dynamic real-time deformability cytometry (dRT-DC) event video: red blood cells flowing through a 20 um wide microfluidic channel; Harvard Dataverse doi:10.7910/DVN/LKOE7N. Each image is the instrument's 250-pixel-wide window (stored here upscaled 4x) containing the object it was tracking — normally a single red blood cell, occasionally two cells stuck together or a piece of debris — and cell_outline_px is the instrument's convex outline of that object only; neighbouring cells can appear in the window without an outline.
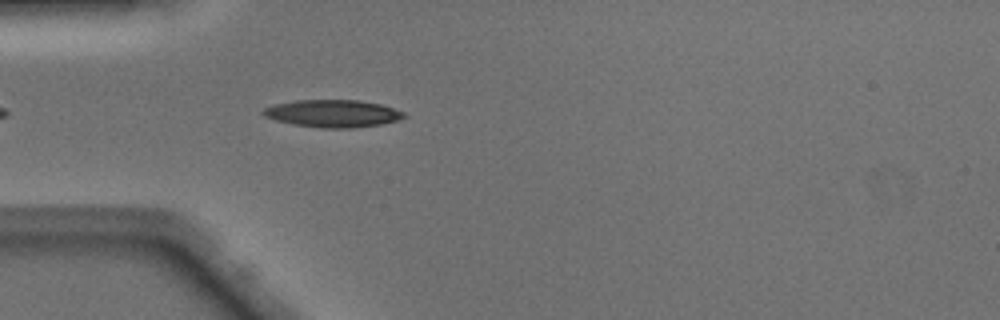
{"species": "Egyptian fruit bat (a non-hibernating species)", "species_latin": "Rousettus aegyptiacus", "temperature_condition": "warm", "stored_images_in_passage": 25, "camera_frame_rate_fps": 3000, "um_per_image_px": 0.085, "animal": {"sex": "male"}, "frame": {"image": 1, "passage_image": 4, "time_ms": 1.0, "image_size_px": [1000, 320], "cell_outline_px": [[408, 116], [396, 120], [380, 124], [352, 128], [324, 128], [296, 124], [276, 120], [264, 116], [260, 112], [264, 108], [276, 104], [296, 100], [360, 100], [380, 104], [404, 112]], "centroid_in_image_um": [28.29, 9.64], "position_along_channel_um": 56.7, "area_um2": 22.25}}
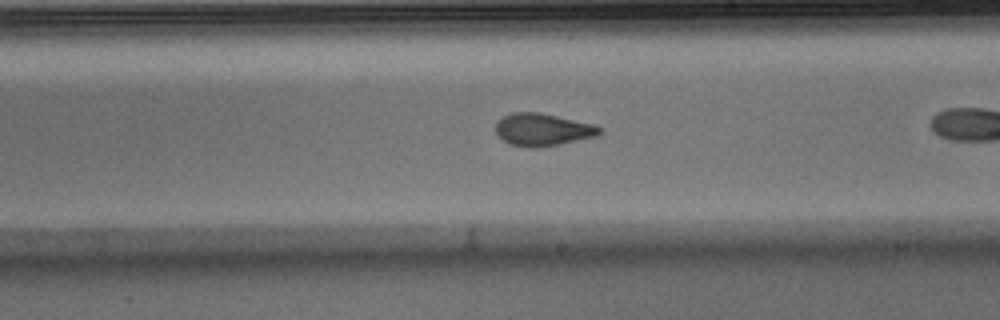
{"frame": {"image": 2, "passage_image": 15, "time_ms": 4.667, "image_size_px": [1000, 320], "cell_outline_px": [[604, 132], [596, 136], [560, 144], [536, 148], [528, 148], [508, 144], [496, 132], [496, 120], [512, 112], [540, 112], [596, 124], [604, 128]], "centroid_in_image_um": [46.17, 11.01], "position_along_channel_um": 242.8, "area_um2": 20.0}}
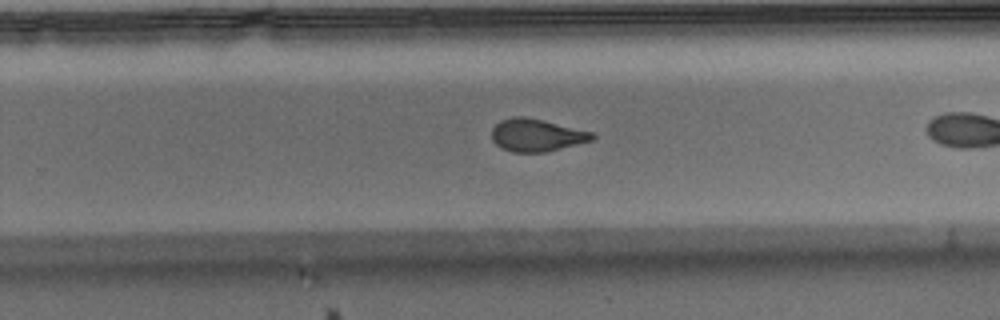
{"frame": {"image": 3, "passage_image": 18, "time_ms": 5.667, "image_size_px": [1000, 320], "cell_outline_px": [[596, 136], [592, 140], [544, 152], [512, 152], [500, 148], [492, 140], [492, 128], [500, 120], [512, 116], [524, 116], [544, 120], [592, 132]], "centroid_in_image_um": [45.56, 11.47], "position_along_channel_um": 284.2, "area_um2": 19.02}}